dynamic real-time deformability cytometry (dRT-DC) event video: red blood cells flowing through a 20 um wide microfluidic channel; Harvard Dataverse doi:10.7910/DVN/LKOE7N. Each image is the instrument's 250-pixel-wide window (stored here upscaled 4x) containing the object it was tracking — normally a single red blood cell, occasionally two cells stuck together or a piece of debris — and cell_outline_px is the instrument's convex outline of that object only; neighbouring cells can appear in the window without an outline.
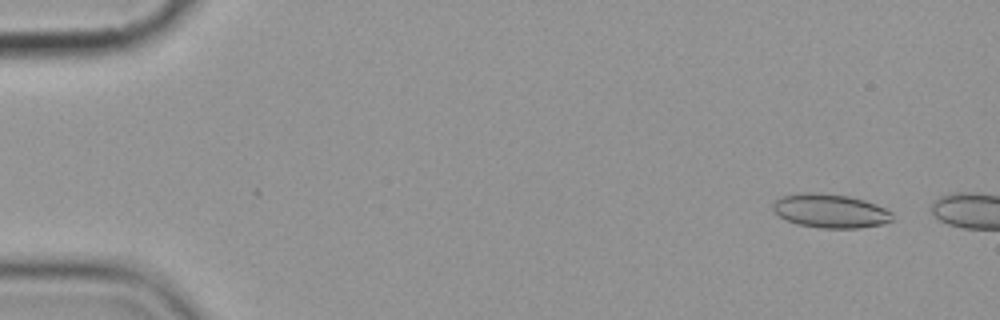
{"species": "common noctule bat (a hibernating species)", "species_latin": "Nyctalus noctula", "temperature_condition": "cold", "stored_images_in_passage": 2, "camera_frame_rate_fps": 3000, "um_per_image_px": 0.085, "animal": {"sex": "female", "body_mass_g": 19.9}, "frame": {"image": 1, "passage_image": 1, "time_ms": 0.0, "image_size_px": [1000, 320], "cell_outline_px": [[892, 220], [884, 224], [860, 228], [820, 228], [796, 224], [780, 216], [772, 208], [772, 204], [776, 196], [800, 192], [816, 192], [848, 196], [864, 200], [876, 204], [892, 212]], "centroid_in_image_um": [70.54, 17.91], "position_along_channel_um": 14.5, "area_um2": 23.87}}